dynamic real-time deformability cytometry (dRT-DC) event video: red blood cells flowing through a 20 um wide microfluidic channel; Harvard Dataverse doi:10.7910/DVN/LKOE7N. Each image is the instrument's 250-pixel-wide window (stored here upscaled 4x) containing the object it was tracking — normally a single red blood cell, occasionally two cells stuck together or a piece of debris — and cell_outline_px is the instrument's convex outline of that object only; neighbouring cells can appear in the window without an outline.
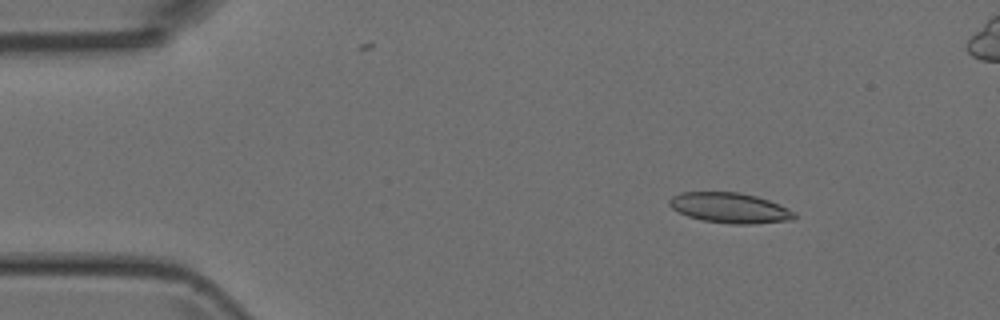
{"species": "Egyptian fruit bat (a non-hibernating species)", "species_latin": "Rousettus aegyptiacus", "temperature_condition": "room temperature", "stored_images_in_passage": 52, "camera_frame_rate_fps": 3000, "um_per_image_px": 0.085, "animal": {"sex": "female"}, "frame": {"image": 1, "passage_image": 7, "time_ms": 2.0, "image_size_px": [1000, 320], "cell_outline_px": [[796, 220], [752, 224], [732, 224], [704, 220], [688, 216], [672, 208], [668, 204], [668, 200], [672, 196], [680, 192], [740, 192], [756, 196], [780, 204], [796, 212]], "centroid_in_image_um": [62.08, 17.67], "position_along_channel_um": 22.9, "area_um2": 22.2}}
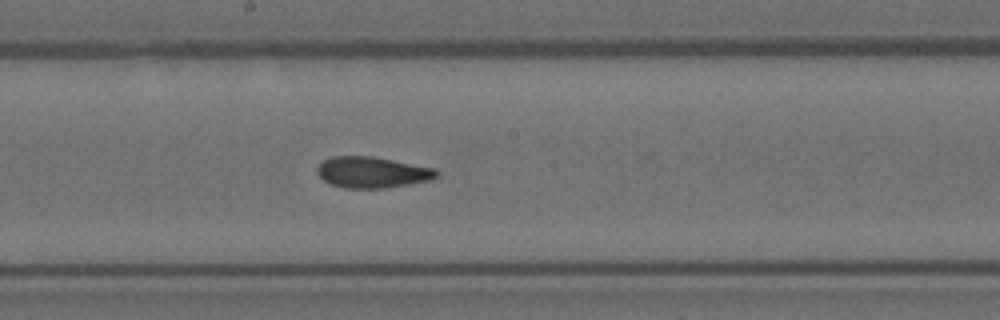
{"frame": {"image": 2, "passage_image": 27, "time_ms": 8.667, "image_size_px": [1000, 320], "cell_outline_px": [[440, 176], [428, 180], [408, 184], [384, 188], [344, 188], [332, 184], [324, 180], [316, 172], [316, 168], [324, 160], [332, 156], [372, 156], [436, 168], [440, 172]], "centroid_in_image_um": [31.66, 14.64], "position_along_channel_um": 216.5, "area_um2": 21.62}}
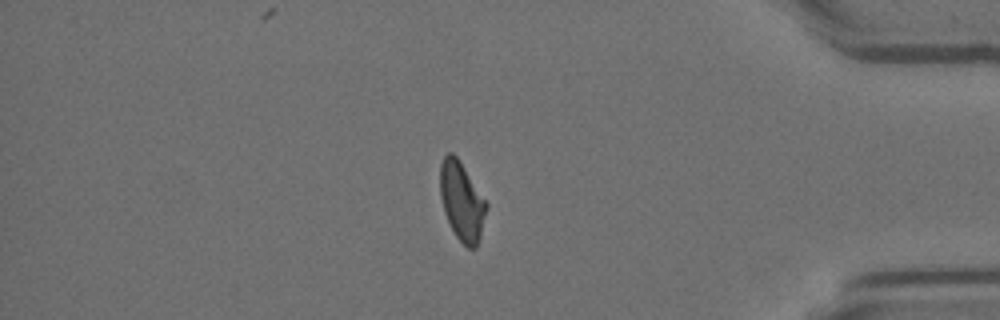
{"frame": {"image": 3, "passage_image": 43, "time_ms": 14.0, "image_size_px": [1000, 320], "cell_outline_px": [[488, 208], [480, 240], [476, 248], [468, 248], [456, 236], [444, 212], [440, 196], [440, 164], [444, 156], [448, 152], [452, 152], [456, 156], [488, 204]], "centroid_in_image_um": [39.26, 17.13], "position_along_channel_um": 395.9, "area_um2": 21.1}}